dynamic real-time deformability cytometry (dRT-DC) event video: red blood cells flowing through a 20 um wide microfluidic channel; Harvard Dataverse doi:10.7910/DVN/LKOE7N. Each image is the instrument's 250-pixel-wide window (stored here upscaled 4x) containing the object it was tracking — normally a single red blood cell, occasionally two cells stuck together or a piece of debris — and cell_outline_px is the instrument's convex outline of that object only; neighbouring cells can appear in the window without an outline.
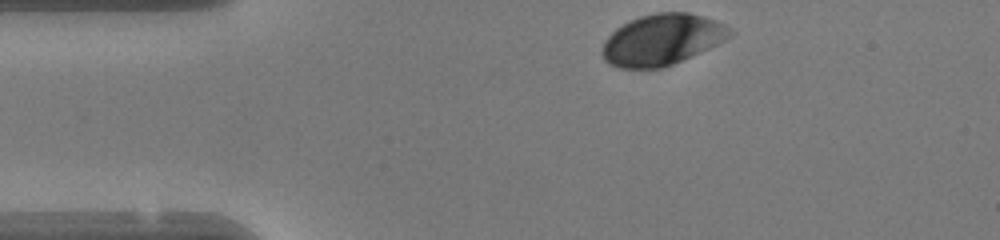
{"species": "human", "species_latin": "Homo sapiens", "temperature_condition": "warm", "stored_images_in_passage": 31, "camera_frame_rate_fps": 3000, "um_per_image_px": 0.085, "donor": {"sex": "female"}, "frame": {"image": 1, "passage_image": 1, "time_ms": 0.0, "image_size_px": [1000, 240], "cell_outline_px": [[736, 32], [732, 36], [700, 52], [672, 64], [660, 68], [620, 68], [608, 64], [604, 60], [600, 52], [604, 40], [616, 28], [640, 16], [656, 12], [688, 12], [716, 20], [732, 28]], "centroid_in_image_um": [56.27, 3.37], "position_along_channel_um": 28.7, "area_um2": 38.03}}
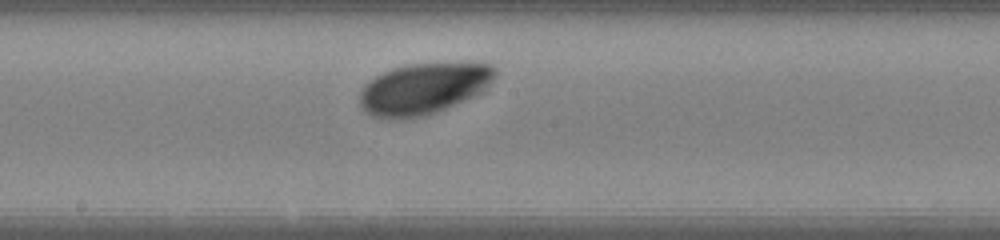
{"frame": {"image": 2, "passage_image": 18, "time_ms": 5.667, "image_size_px": [1000, 240], "cell_outline_px": [[496, 72], [492, 80], [484, 92], [428, 116], [396, 120], [388, 120], [372, 116], [364, 112], [360, 108], [360, 92], [364, 84], [376, 76], [392, 68], [404, 64], [480, 60], [492, 64], [496, 68]], "centroid_in_image_um": [36.05, 7.51], "position_along_channel_um": 212.1, "area_um2": 42.02}}
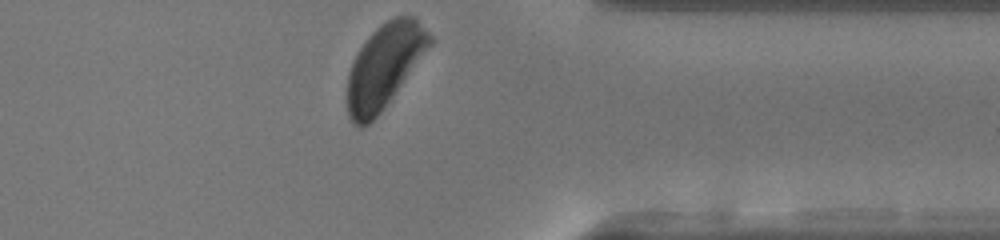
{"frame": {"image": 3, "passage_image": 31, "time_ms": 10.0, "image_size_px": [1000, 240], "cell_outline_px": [[436, 40], [380, 112], [368, 124], [360, 128], [348, 116], [348, 72], [352, 60], [356, 52], [364, 40], [376, 28], [388, 20], [396, 16], [416, 16]], "centroid_in_image_um": [32.7, 5.56], "position_along_channel_um": 378.7, "area_um2": 40.23}, "authors_computed_cell_mechanics": {"area_um2": 40.2288, "velocity_mm_per_s": 4.0964, "shape_relaxation_time_tau1_ms": 0.6931, "shape_relaxation_time_tau2_ms": null, "deformation_change_tau1": 0.0647, "deformation_change_tau2": null}}